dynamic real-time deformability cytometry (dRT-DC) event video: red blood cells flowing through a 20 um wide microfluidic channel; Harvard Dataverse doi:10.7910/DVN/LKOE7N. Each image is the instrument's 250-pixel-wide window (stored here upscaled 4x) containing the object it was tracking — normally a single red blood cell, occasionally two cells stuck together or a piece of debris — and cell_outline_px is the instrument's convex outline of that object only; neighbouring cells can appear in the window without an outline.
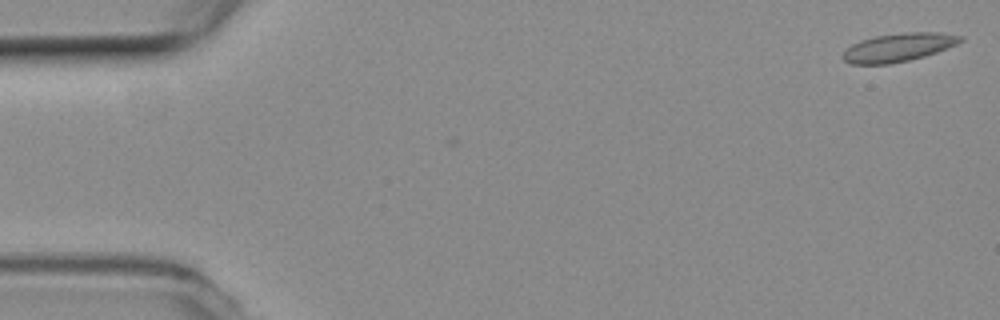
{"species": "common noctule bat (a hibernating species)", "species_latin": "Nyctalus noctula", "temperature_condition": "room temperature", "stored_images_in_passage": 3, "camera_frame_rate_fps": 3000, "um_per_image_px": 0.085, "animal": {"sex": "female", "body_mass_g": 19.3, "forearm_length_mm": 54.1}, "frame": {"image": 1, "passage_image": 1, "time_ms": 0.0, "image_size_px": [1000, 320], "cell_outline_px": [[964, 40], [956, 44], [936, 52], [924, 56], [908, 60], [888, 64], [852, 64], [844, 60], [844, 52], [852, 44], [860, 40], [876, 36], [904, 32], [940, 32], [964, 36]], "centroid_in_image_um": [76.4, 4.01], "position_along_channel_um": 8.6, "area_um2": 19.25}}